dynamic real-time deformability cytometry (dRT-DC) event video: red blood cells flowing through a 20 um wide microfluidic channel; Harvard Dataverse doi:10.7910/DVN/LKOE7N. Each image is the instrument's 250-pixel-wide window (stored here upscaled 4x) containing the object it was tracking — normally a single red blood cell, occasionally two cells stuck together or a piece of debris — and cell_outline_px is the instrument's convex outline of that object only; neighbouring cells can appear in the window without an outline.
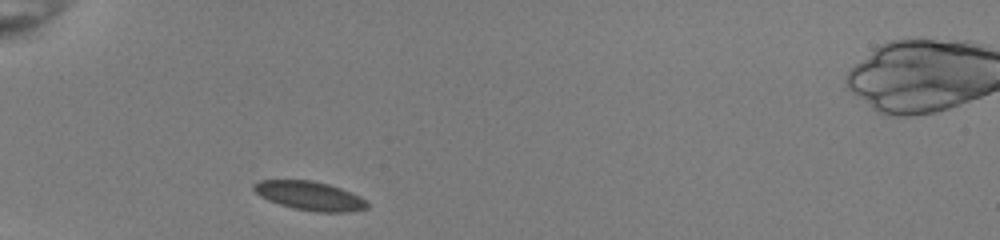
{"species": "common noctule bat (a hibernating species)", "species_latin": "Nyctalus noctula", "temperature_condition": "room temperature", "stored_images_in_passage": 37, "camera_frame_rate_fps": 3000, "um_per_image_px": 0.085, "animal": {"sex": "female", "body_mass_g": 22.0, "forearm_length_mm": 56.7}, "frame": {"image": 1, "passage_image": 1, "time_ms": 0.0, "image_size_px": [1000, 240], "cell_outline_px": [[368, 204], [364, 208], [336, 212], [328, 212], [296, 208], [280, 204], [256, 192], [252, 188], [252, 184], [260, 180], [312, 180], [328, 184], [348, 192], [364, 200]], "centroid_in_image_um": [26.25, 16.61], "position_along_channel_um": 58.8, "area_um2": 18.03}}
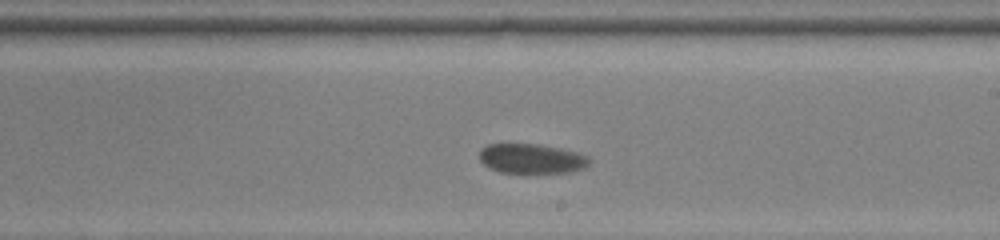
{"frame": {"image": 2, "passage_image": 17, "time_ms": 5.333, "image_size_px": [1000, 240], "cell_outline_px": [[588, 164], [580, 168], [564, 172], [500, 172], [484, 164], [480, 160], [480, 152], [488, 144], [536, 144], [560, 148], [576, 152], [584, 156], [588, 160]], "centroid_in_image_um": [45.12, 13.47], "position_along_channel_um": 243.9, "area_um2": 18.26}}
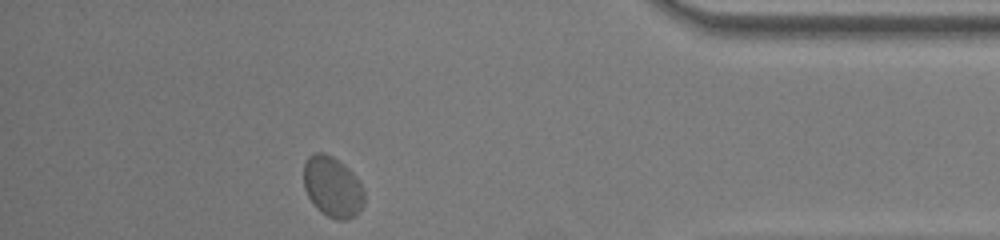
{"frame": {"image": 3, "passage_image": 32, "time_ms": 10.333, "image_size_px": [1000, 240], "cell_outline_px": [[364, 204], [356, 216], [348, 220], [336, 220], [328, 216], [316, 208], [308, 196], [304, 188], [304, 160], [308, 156], [316, 152], [324, 152], [332, 156], [348, 168], [352, 172], [360, 184], [364, 192]], "centroid_in_image_um": [28.26, 15.89], "position_along_channel_um": 406.9, "area_um2": 21.5}}